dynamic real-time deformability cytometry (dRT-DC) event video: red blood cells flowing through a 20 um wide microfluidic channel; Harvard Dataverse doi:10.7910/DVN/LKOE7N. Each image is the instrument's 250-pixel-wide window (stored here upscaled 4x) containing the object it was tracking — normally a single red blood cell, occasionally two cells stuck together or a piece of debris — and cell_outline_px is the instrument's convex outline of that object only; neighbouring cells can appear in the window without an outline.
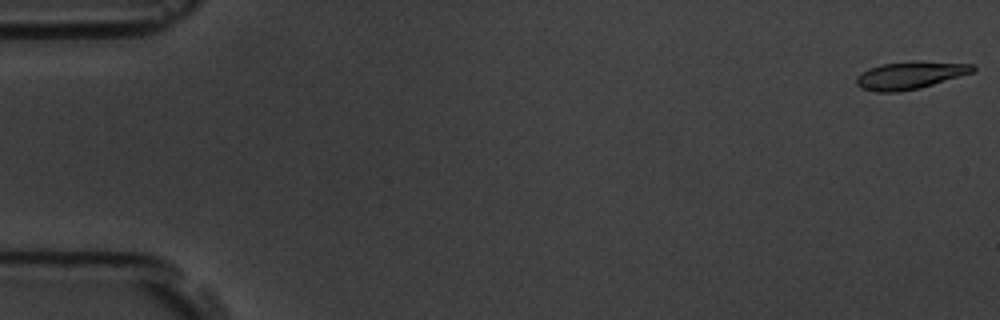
{"species": "common noctule bat (a hibernating species)", "species_latin": "Nyctalus noctula", "temperature_condition": "room temperature", "stored_images_in_passage": 6, "segment_of_instrument_passage": [2, 2], "camera_frame_rate_fps": 3000, "um_per_image_px": 0.085, "animal": {"sex": "male", "body_mass_g": 19.5, "forearm_length_mm": 54.6}, "frame": {"image": 1, "passage_image": 6, "time_ms": 6.667, "image_size_px": [1000, 320], "cell_outline_px": [[976, 68], [972, 72], [920, 88], [896, 92], [876, 92], [860, 88], [856, 84], [856, 76], [868, 68], [880, 64], [912, 60], [920, 60], [976, 64]], "centroid_in_image_um": [77.33, 6.37], "position_along_channel_um": 7.7, "area_um2": 19.02}}